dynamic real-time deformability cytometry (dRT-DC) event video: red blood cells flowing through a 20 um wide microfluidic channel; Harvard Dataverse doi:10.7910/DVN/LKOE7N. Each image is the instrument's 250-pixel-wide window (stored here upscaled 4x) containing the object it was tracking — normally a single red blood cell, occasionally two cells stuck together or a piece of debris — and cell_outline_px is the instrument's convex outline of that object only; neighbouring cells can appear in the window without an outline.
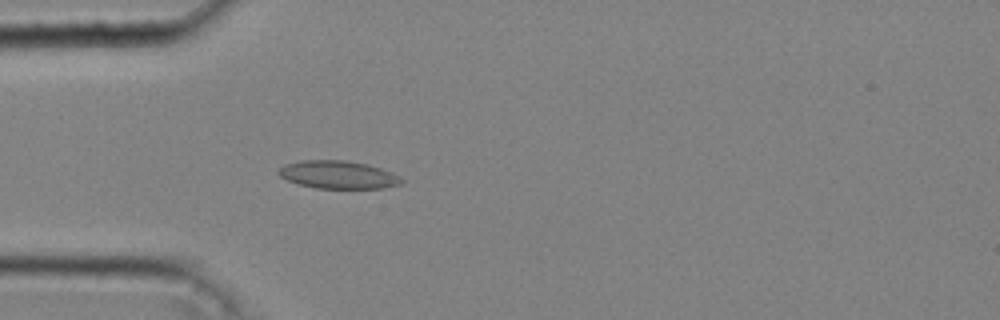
{"species": "common noctule bat (a hibernating species)", "species_latin": "Nyctalus noctula", "temperature_condition": "cold", "stored_images_in_passage": 39, "camera_frame_rate_fps": 3000, "um_per_image_px": 0.085, "animal": {"sex": "male", "body_mass_g": 20.4}, "frame": {"image": 1, "passage_image": 8, "time_ms": 2.333, "image_size_px": [1000, 320], "cell_outline_px": [[404, 180], [400, 184], [380, 188], [316, 188], [300, 184], [288, 180], [280, 176], [276, 172], [284, 164], [300, 160], [344, 160], [368, 164], [392, 172], [400, 176]], "centroid_in_image_um": [28.73, 14.84], "position_along_channel_um": 56.3, "area_um2": 19.94}}
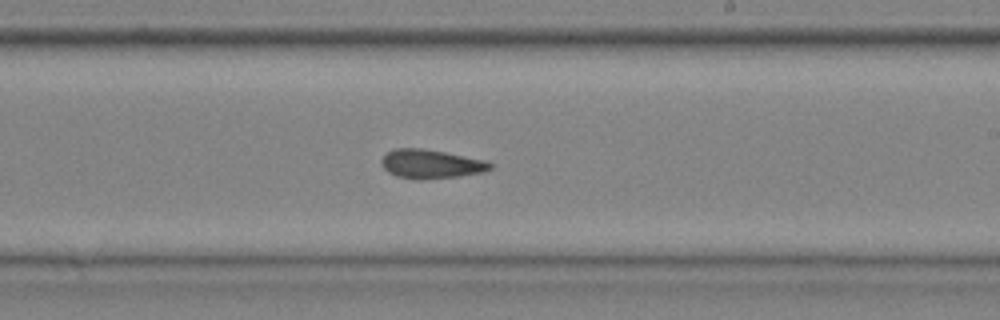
{"frame": {"image": 2, "passage_image": 22, "time_ms": 7.0, "image_size_px": [1000, 320], "cell_outline_px": [[492, 168], [484, 172], [460, 176], [420, 180], [416, 180], [396, 176], [388, 172], [384, 168], [380, 160], [388, 152], [396, 148], [420, 148], [444, 152], [484, 160], [492, 164]], "centroid_in_image_um": [36.61, 13.95], "position_along_channel_um": 252.4, "area_um2": 18.26}}
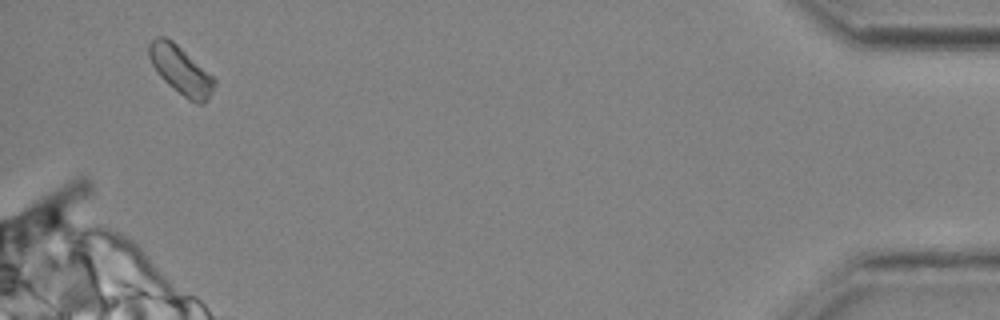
{"frame": {"image": 3, "passage_image": 38, "time_ms": 12.333, "image_size_px": [1000, 320], "cell_outline_px": [[216, 84], [208, 100], [204, 104], [200, 104], [188, 100], [168, 84], [160, 76], [152, 64], [148, 56], [148, 44], [156, 36], [164, 36], [172, 40], [212, 76], [216, 80]], "centroid_in_image_um": [15.36, 5.98], "position_along_channel_um": 419.8, "area_um2": 18.21}, "authors_computed_cell_mechanics": {"area_um2": 18.3226, "velocity_mm_per_s": 4.2983, "shape_relaxation_time_tau1_ms": null, "shape_relaxation_time_tau2_ms": 0.5925, "deformation_change_tau1": null, "deformation_change_tau2": 0.0544}}